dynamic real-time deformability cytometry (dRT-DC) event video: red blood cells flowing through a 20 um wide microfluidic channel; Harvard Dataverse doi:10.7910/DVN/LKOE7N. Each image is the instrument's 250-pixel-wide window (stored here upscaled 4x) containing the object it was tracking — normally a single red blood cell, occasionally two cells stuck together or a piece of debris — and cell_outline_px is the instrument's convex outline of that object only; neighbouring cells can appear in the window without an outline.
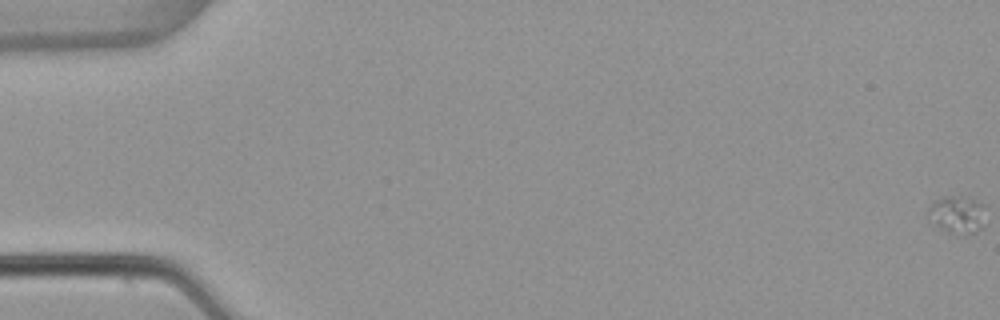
{"species": "common noctule bat (a hibernating species)", "species_latin": "Nyctalus noctula", "temperature_condition": "warm", "stored_images_in_passage": 55, "camera_frame_rate_fps": 3000, "um_per_image_px": 0.085, "animal": {"sex": "female", "body_mass_g": 22.7, "forearm_length_mm": 54.2}, "frame": {"image": 1, "passage_image": 1, "time_ms": 0.0, "image_size_px": [1000, 320], "cell_outline_px": [[984, 224], [976, 232], [968, 236], [964, 236], [948, 232], [940, 228], [924, 212], [932, 200], [944, 196], [960, 196], [976, 200], [984, 204]], "centroid_in_image_um": [81.34, 18.24], "position_along_channel_um": 3.7, "area_um2": 13.01}}